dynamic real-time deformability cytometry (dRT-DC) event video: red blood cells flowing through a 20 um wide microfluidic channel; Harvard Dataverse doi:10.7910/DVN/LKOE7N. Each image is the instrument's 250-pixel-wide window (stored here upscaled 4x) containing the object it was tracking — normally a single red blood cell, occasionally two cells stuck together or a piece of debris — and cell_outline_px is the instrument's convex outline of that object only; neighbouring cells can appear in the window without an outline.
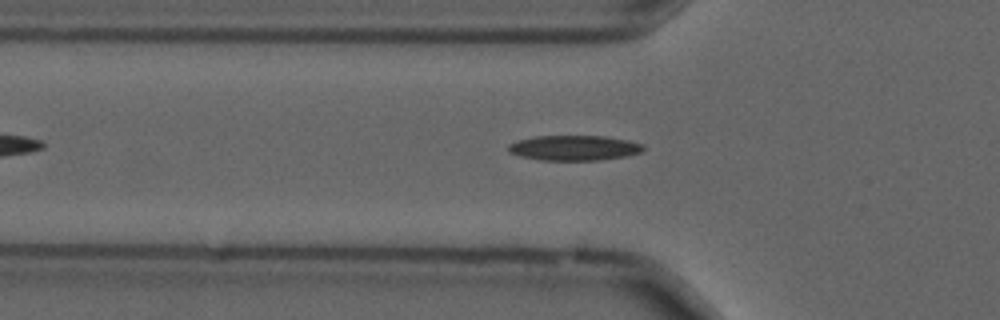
{"species": "common noctule bat (a hibernating species)", "species_latin": "Nyctalus noctula", "temperature_condition": "cold", "stored_images_in_passage": 41, "camera_frame_rate_fps": 3000, "um_per_image_px": 0.085, "animal": {"sex": "male", "forearm_length_mm": 52.5}, "frame": {"image": 1, "passage_image": 10, "time_ms": 3.0, "image_size_px": [1000, 320], "cell_outline_px": [[644, 148], [640, 152], [624, 156], [600, 160], [540, 160], [520, 156], [508, 152], [508, 144], [516, 140], [536, 136], [604, 136], [628, 140], [644, 144]], "centroid_in_image_um": [48.77, 12.56], "position_along_channel_um": 77.0, "area_um2": 19.77}}
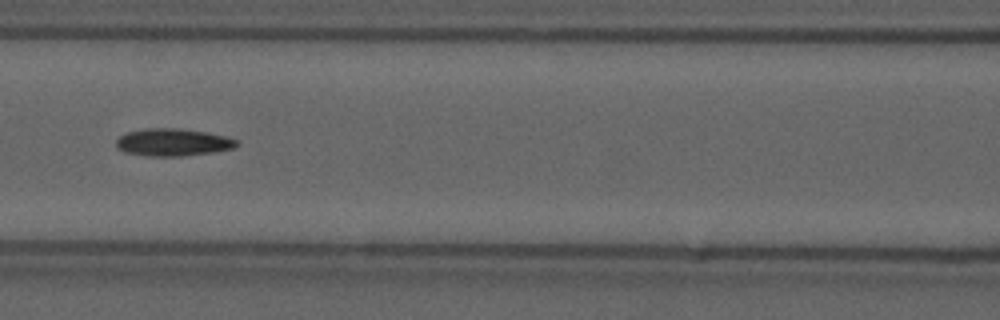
{"frame": {"image": 2, "passage_image": 16, "time_ms": 5.0, "image_size_px": [1000, 320], "cell_outline_px": [[240, 144], [232, 148], [212, 152], [180, 156], [148, 156], [124, 152], [116, 144], [116, 140], [120, 136], [128, 132], [144, 128], [176, 128], [204, 132], [224, 136], [240, 140]], "centroid_in_image_um": [14.7, 12.09], "position_along_channel_um": 151.9, "area_um2": 19.07}}
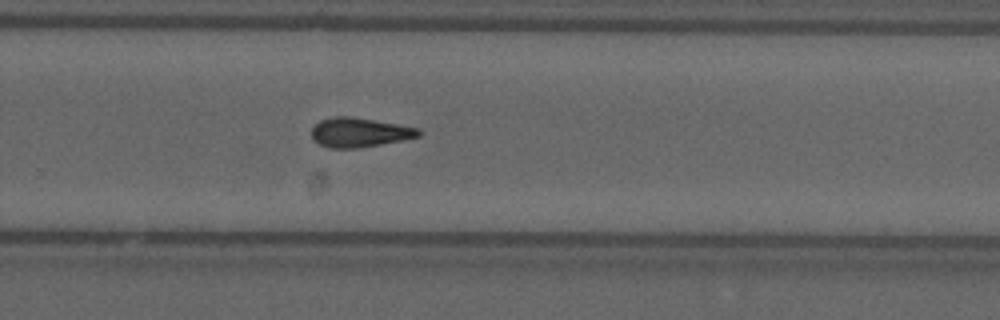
{"frame": {"image": 3, "passage_image": 28, "time_ms": 9.0, "image_size_px": [1000, 320], "cell_outline_px": [[424, 132], [420, 136], [360, 148], [328, 148], [320, 144], [312, 136], [312, 128], [320, 120], [336, 116], [348, 116], [420, 128]], "centroid_in_image_um": [30.57, 11.26], "position_along_channel_um": 299.2, "area_um2": 18.09}}